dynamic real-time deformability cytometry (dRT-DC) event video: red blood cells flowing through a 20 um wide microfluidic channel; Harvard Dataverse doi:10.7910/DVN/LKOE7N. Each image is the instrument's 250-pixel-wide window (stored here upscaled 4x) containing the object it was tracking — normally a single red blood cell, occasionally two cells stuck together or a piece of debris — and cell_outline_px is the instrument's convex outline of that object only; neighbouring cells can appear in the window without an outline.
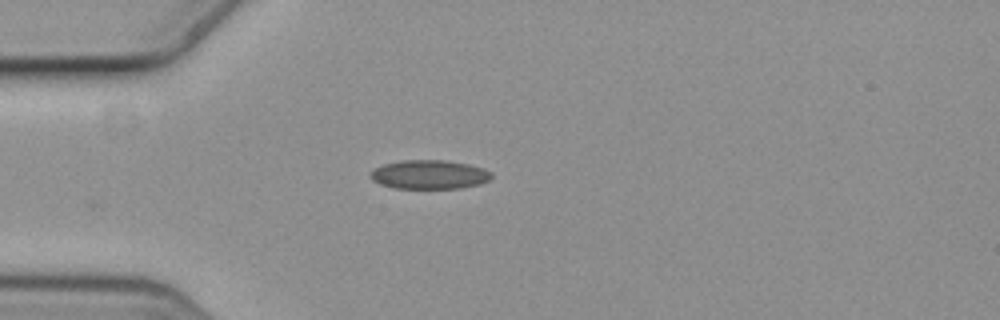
{"species": "common noctule bat (a hibernating species)", "species_latin": "Nyctalus noctula", "temperature_condition": "cold", "stored_images_in_passage": 2, "camera_frame_rate_fps": 3000, "um_per_image_px": 0.085, "animal": {"sex": "female", "body_mass_g": 19.3, "forearm_length_mm": 54.1}, "frame": {"image": 1, "passage_image": 2, "time_ms": 0.333, "image_size_px": [1000, 320], "cell_outline_px": [[492, 176], [488, 180], [480, 184], [460, 188], [396, 188], [380, 184], [372, 180], [368, 176], [372, 168], [384, 164], [400, 160], [448, 160], [468, 164], [484, 168], [492, 172]], "centroid_in_image_um": [36.47, 14.82], "position_along_channel_um": 48.5, "area_um2": 20.63}}